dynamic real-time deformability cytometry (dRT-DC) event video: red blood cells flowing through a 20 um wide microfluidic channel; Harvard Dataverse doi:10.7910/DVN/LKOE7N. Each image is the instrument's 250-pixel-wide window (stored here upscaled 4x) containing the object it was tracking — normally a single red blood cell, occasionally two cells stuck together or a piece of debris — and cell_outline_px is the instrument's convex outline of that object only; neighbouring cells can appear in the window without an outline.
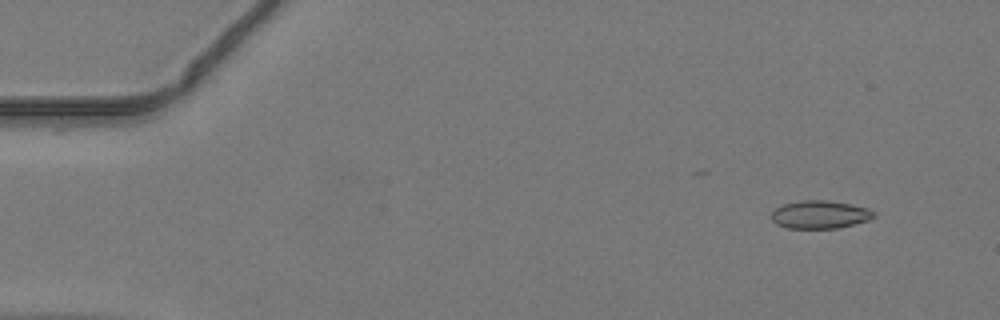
{"species": "common noctule bat (a hibernating species)", "species_latin": "Nyctalus noctula", "temperature_condition": "warm", "stored_images_in_passage": 48, "camera_frame_rate_fps": 3000, "um_per_image_px": 0.085, "animal": {"sex": "male", "body_mass_g": 19.2, "forearm_length_mm": 51.8}, "frame": {"image": 1, "passage_image": 5, "time_ms": 1.333, "image_size_px": [1000, 320], "cell_outline_px": [[876, 216], [868, 220], [836, 228], [788, 228], [776, 224], [772, 220], [772, 212], [776, 208], [784, 204], [800, 200], [828, 200], [852, 204], [868, 208], [876, 212]], "centroid_in_image_um": [69.71, 18.22], "position_along_channel_um": 15.3, "area_um2": 16.7}}
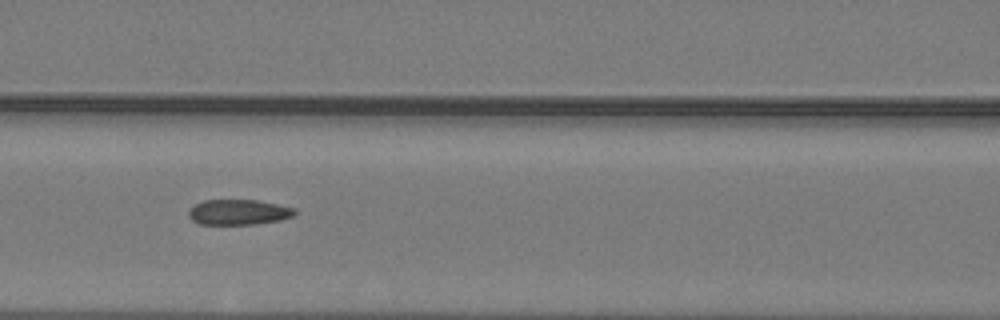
{"frame": {"image": 2, "passage_image": 22, "time_ms": 7.0, "image_size_px": [1000, 320], "cell_outline_px": [[296, 212], [292, 216], [280, 220], [256, 224], [200, 224], [192, 220], [188, 216], [188, 212], [196, 204], [204, 200], [256, 200], [296, 208]], "centroid_in_image_um": [20.28, 18.03], "position_along_channel_um": 146.3, "area_um2": 15.55}}
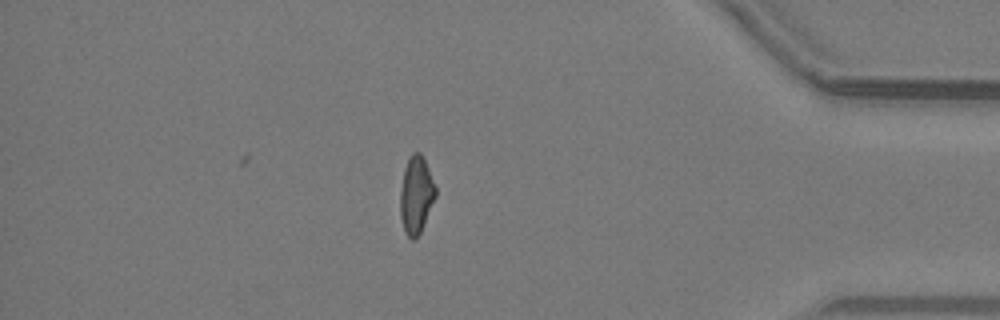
{"frame": {"image": 3, "passage_image": 42, "time_ms": 13.667, "image_size_px": [1000, 320], "cell_outline_px": [[436, 196], [420, 232], [416, 240], [412, 240], [404, 232], [400, 216], [400, 188], [404, 168], [412, 152], [420, 152], [428, 168], [436, 188]], "centroid_in_image_um": [35.35, 16.59], "position_along_channel_um": 399.8, "area_um2": 15.9}}